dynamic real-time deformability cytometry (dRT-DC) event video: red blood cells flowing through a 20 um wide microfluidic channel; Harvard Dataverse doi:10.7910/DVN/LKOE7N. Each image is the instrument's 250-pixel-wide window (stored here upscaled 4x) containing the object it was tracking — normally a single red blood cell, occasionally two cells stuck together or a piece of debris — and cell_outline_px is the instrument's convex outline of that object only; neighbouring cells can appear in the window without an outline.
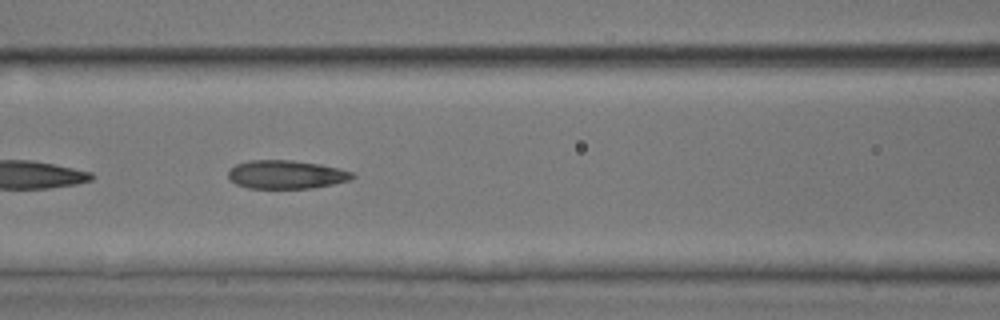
{"species": "common noctule bat (a hibernating species)", "species_latin": "Nyctalus noctula", "temperature_condition": "room temperature", "stored_images_in_passage": 52, "camera_frame_rate_fps": 3000, "um_per_image_px": 0.085, "animal": {"sex": "male", "body_mass_g": 17.9, "forearm_length_mm": 54.2}, "frame": {"image": 1, "passage_image": 23, "time_ms": 7.333, "image_size_px": [1000, 320], "cell_outline_px": [[356, 176], [348, 180], [332, 184], [312, 188], [248, 188], [236, 184], [228, 176], [228, 168], [236, 164], [248, 160], [292, 160], [320, 164], [340, 168], [352, 172]], "centroid_in_image_um": [24.3, 14.82], "position_along_channel_um": 142.3, "area_um2": 20.63}}
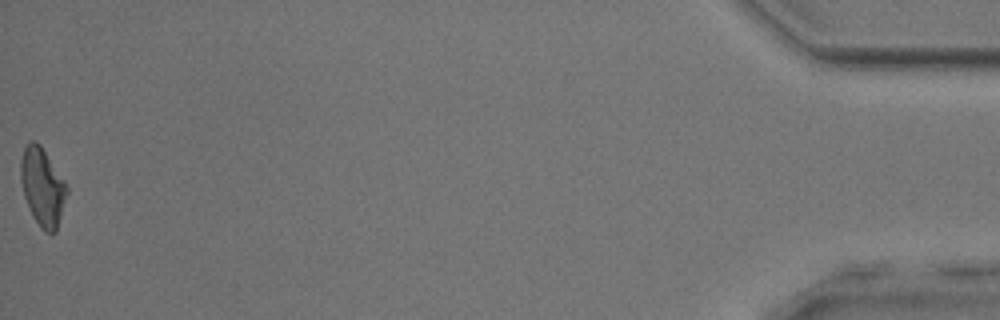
{"frame": {"image": 2, "passage_image": 52, "time_ms": 17.0, "image_size_px": [1000, 320], "cell_outline_px": [[68, 192], [56, 232], [52, 236], [44, 232], [40, 228], [32, 216], [24, 196], [20, 180], [20, 160], [24, 148], [28, 140], [36, 140], [40, 144], [64, 180], [68, 188]], "centroid_in_image_um": [3.6, 15.91], "position_along_channel_um": 431.6, "area_um2": 21.27}, "authors_computed_cell_mechanics": {"area_um2": 21.0392, "velocity_mm_per_s": 4.0002, "shape_relaxation_time_tau1_ms": null, "shape_relaxation_time_tau2_ms": 2.517, "deformation_change_tau1": null, "deformation_change_tau2": 0.107}}